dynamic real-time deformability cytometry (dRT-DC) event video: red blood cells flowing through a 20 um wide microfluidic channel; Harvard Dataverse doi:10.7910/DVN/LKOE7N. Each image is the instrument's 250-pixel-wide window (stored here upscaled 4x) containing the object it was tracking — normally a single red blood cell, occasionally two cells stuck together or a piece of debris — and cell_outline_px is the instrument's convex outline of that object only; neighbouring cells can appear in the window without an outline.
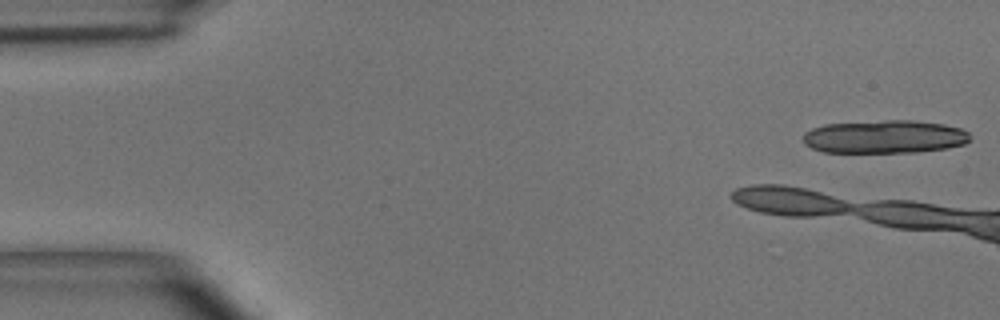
{"species": "common noctule bat (a hibernating species)", "species_latin": "Nyctalus noctula", "temperature_condition": "room temperature", "stored_images_in_passage": 37, "camera_frame_rate_fps": 3000, "um_per_image_px": 0.085, "animal": {"sex": "male", "body_mass_g": 15.6}, "frame": {"image": 1, "passage_image": 1, "time_ms": 0.0, "image_size_px": [1000, 320], "cell_outline_px": [[972, 140], [964, 144], [948, 148], [916, 152], [824, 152], [812, 148], [804, 144], [804, 132], [812, 128], [824, 124], [884, 120], [912, 120], [944, 124], [960, 128], [968, 132], [972, 136]], "centroid_in_image_um": [75.22, 11.62], "position_along_channel_um": 9.8, "area_um2": 32.48}}